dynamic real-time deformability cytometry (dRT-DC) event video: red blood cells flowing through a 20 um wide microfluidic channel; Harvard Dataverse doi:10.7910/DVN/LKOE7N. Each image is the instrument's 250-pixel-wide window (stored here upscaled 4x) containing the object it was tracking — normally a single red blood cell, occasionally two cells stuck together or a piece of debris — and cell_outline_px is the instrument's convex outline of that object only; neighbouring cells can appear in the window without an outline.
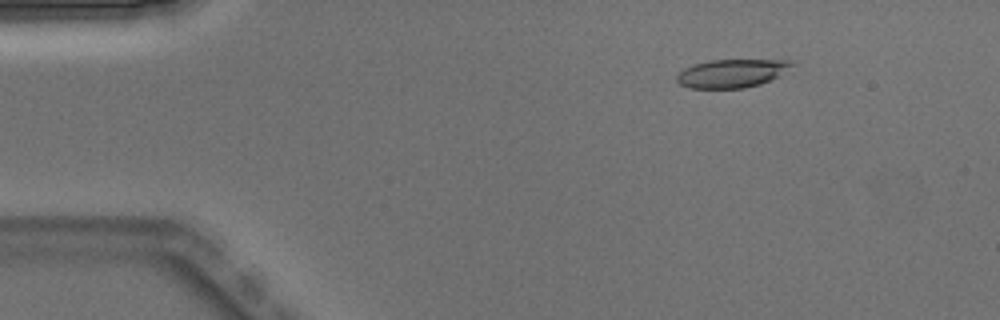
{"species": "Egyptian fruit bat (a non-hibernating species)", "species_latin": "Rousettus aegyptiacus", "temperature_condition": "warm", "stored_images_in_passage": 4, "camera_frame_rate_fps": 3000, "um_per_image_px": 0.085, "animal": {"sex": "male"}, "frame": {"image": 1, "passage_image": 2, "time_ms": 0.333, "image_size_px": [1000, 320], "cell_outline_px": [[796, 64], [780, 76], [760, 84], [744, 88], [688, 88], [680, 84], [676, 80], [676, 76], [684, 68], [692, 64], [708, 60], [788, 60]], "centroid_in_image_um": [62.2, 6.23], "position_along_channel_um": 22.8, "area_um2": 19.13}}
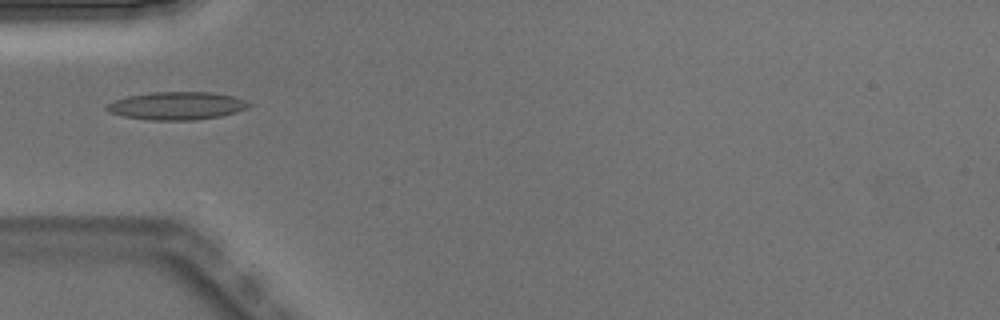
{"frame": {"image": 2, "passage_image": 4, "time_ms": 1.0, "image_size_px": [1000, 320], "cell_outline_px": [[252, 104], [248, 108], [236, 112], [220, 116], [196, 120], [152, 120], [124, 116], [108, 112], [104, 108], [108, 104], [116, 100], [128, 96], [152, 92], [212, 92], [232, 96], [244, 100]], "centroid_in_image_um": [15.04, 8.99], "position_along_channel_um": 70.0, "area_um2": 23.0}}